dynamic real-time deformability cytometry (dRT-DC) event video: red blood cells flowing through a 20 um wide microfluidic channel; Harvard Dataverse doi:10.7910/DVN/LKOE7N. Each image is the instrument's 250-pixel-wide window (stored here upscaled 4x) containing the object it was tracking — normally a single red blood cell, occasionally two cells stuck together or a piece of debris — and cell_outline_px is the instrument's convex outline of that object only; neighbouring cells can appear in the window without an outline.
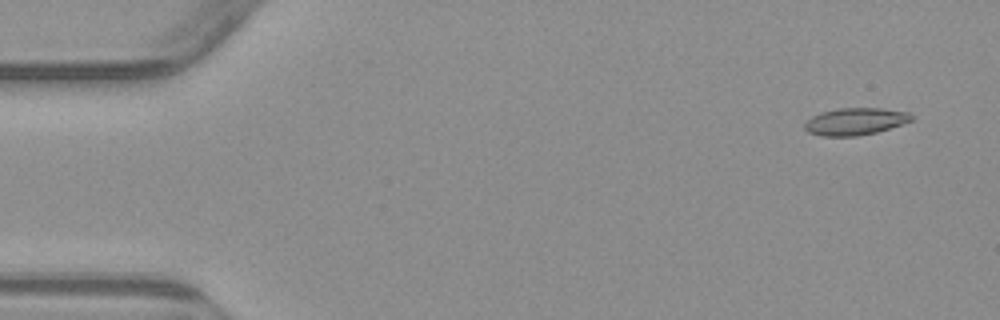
{"species": "common noctule bat (a hibernating species)", "species_latin": "Nyctalus noctula", "temperature_condition": "warm", "stored_images_in_passage": 8, "camera_frame_rate_fps": 3000, "um_per_image_px": 0.085, "animal": {"sex": "male", "body_mass_g": 23.1, "forearm_length_mm": 52.7}, "frame": {"image": 1, "passage_image": 1, "time_ms": 0.0, "image_size_px": [1000, 320], "cell_outline_px": [[912, 120], [876, 132], [856, 136], [820, 136], [808, 132], [804, 128], [804, 124], [812, 116], [820, 112], [840, 108], [880, 108], [908, 112], [912, 116]], "centroid_in_image_um": [72.65, 10.32], "position_along_channel_um": 12.4, "area_um2": 16.7}}
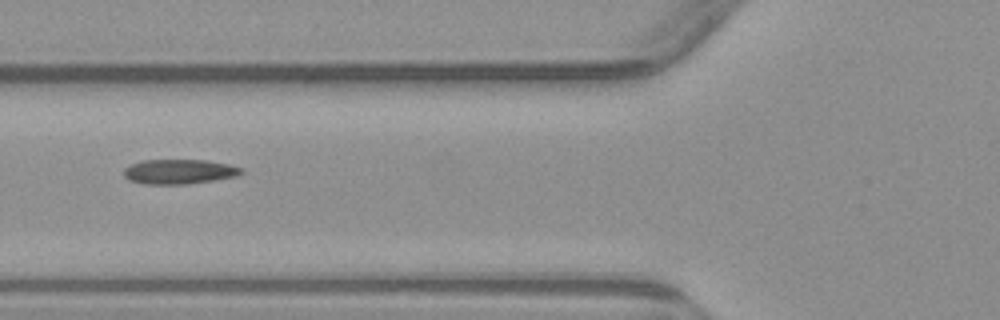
{"frame": {"image": 2, "passage_image": 5, "time_ms": 5.667, "image_size_px": [1000, 320], "cell_outline_px": [[244, 172], [236, 176], [188, 184], [144, 184], [128, 180], [124, 176], [124, 168], [132, 164], [144, 160], [204, 160], [228, 164], [244, 168]], "centroid_in_image_um": [15.23, 14.59], "position_along_channel_um": 110.6, "area_um2": 16.88}}
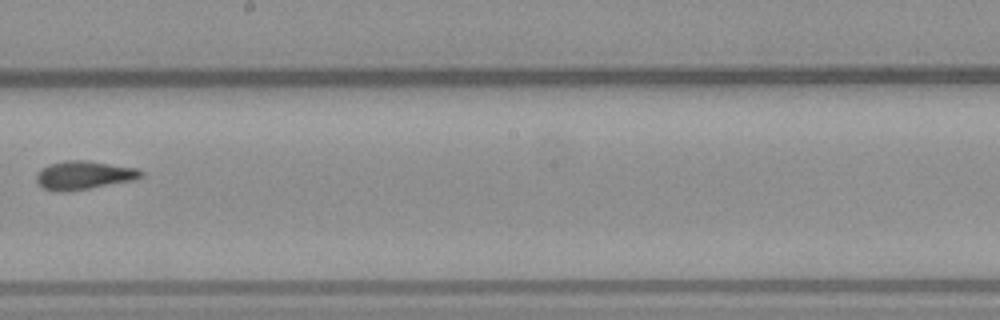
{"frame": {"image": 3, "passage_image": 8, "time_ms": 9.0, "image_size_px": [1000, 320], "cell_outline_px": [[144, 176], [136, 180], [64, 192], [56, 192], [44, 188], [36, 180], [36, 176], [40, 168], [64, 160], [88, 160], [136, 168], [144, 172]], "centroid_in_image_um": [7.15, 14.89], "position_along_channel_um": 241.0, "area_um2": 17.4}}